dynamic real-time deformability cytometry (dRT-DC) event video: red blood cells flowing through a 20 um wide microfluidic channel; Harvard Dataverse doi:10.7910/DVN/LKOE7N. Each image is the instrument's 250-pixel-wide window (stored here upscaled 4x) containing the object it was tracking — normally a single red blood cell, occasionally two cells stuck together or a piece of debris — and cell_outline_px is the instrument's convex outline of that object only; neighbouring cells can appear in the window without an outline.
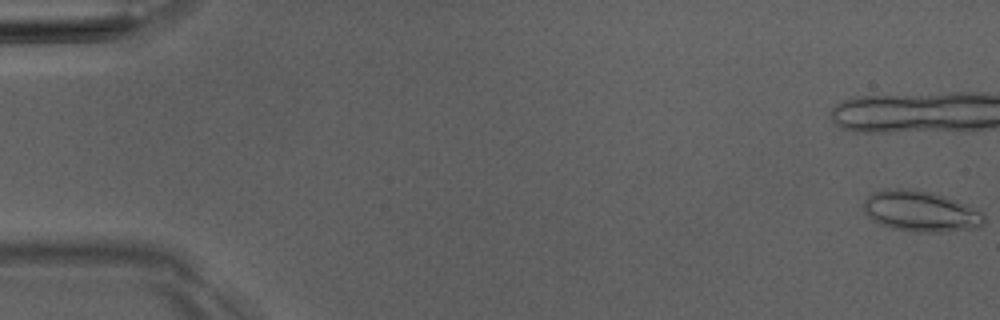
{"species": "Egyptian fruit bat (a non-hibernating species)", "species_latin": "Rousettus aegyptiacus", "temperature_condition": "room temperature", "stored_images_in_passage": 12, "camera_frame_rate_fps": 3000, "um_per_image_px": 0.085, "animal": {"sex": "male"}, "frame": {"image": 1, "passage_image": 1, "time_ms": 0.0, "image_size_px": [1000, 320], "cell_outline_px": [[984, 224], [980, 228], [944, 232], [912, 232], [892, 228], [880, 224], [868, 216], [864, 212], [864, 200], [868, 192], [888, 188], [900, 188], [932, 192], [956, 200], [976, 208], [984, 212]], "centroid_in_image_um": [78.26, 17.96], "position_along_channel_um": 6.7, "area_um2": 29.13}}